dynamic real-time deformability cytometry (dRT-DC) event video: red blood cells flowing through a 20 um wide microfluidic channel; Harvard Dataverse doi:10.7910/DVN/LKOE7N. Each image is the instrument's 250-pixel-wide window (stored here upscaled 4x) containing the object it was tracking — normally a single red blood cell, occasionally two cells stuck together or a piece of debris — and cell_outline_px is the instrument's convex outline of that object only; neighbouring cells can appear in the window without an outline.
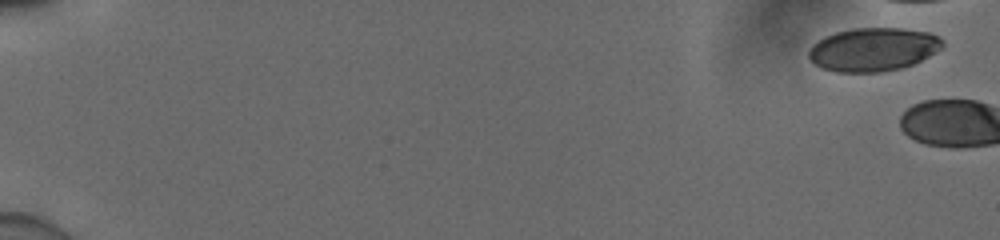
{"species": "human", "species_latin": "Homo sapiens", "temperature_condition": "cold", "stored_images_in_passage": 3, "camera_frame_rate_fps": 3000, "um_per_image_px": 0.085, "donor": {"sex": "male"}, "frame": {"image": 1, "passage_image": 1, "time_ms": 0.0, "image_size_px": [1000, 240], "cell_outline_px": [[944, 44], [936, 52], [912, 64], [900, 68], [884, 72], [836, 72], [820, 68], [808, 56], [808, 52], [812, 44], [816, 40], [824, 36], [836, 32], [852, 28], [900, 28], [928, 32], [940, 36], [944, 40]], "centroid_in_image_um": [74.2, 4.19], "position_along_channel_um": 10.8, "area_um2": 34.04}}